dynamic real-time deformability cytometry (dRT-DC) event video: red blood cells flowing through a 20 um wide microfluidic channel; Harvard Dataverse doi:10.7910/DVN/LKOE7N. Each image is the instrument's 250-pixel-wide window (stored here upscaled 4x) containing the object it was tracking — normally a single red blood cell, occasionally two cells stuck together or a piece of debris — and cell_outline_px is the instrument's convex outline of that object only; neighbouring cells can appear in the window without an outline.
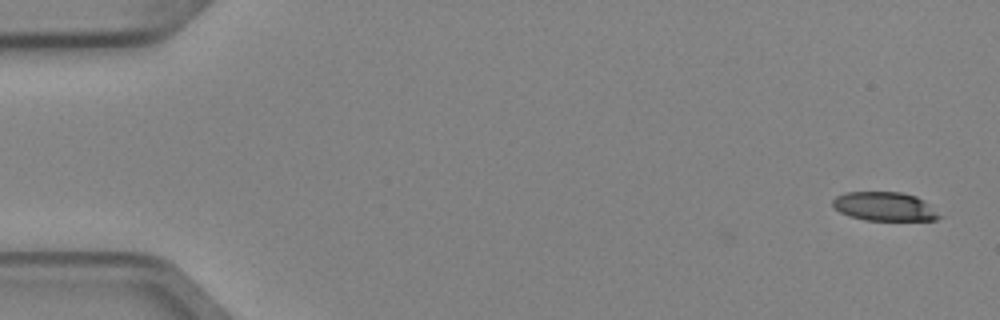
{"species": "Egyptian fruit bat (a non-hibernating species)", "species_latin": "Rousettus aegyptiacus", "temperature_condition": "cold", "stored_images_in_passage": 3, "camera_frame_rate_fps": 3000, "um_per_image_px": 0.085, "animal": {"sex": "female"}, "frame": {"image": 1, "passage_image": 1, "time_ms": 0.0, "image_size_px": [1000, 320], "cell_outline_px": [[940, 216], [936, 220], [864, 220], [840, 212], [832, 204], [832, 200], [836, 196], [844, 192], [900, 192], [916, 196], [924, 200]], "centroid_in_image_um": [75.15, 17.54], "position_along_channel_um": 9.8, "area_um2": 17.69}}